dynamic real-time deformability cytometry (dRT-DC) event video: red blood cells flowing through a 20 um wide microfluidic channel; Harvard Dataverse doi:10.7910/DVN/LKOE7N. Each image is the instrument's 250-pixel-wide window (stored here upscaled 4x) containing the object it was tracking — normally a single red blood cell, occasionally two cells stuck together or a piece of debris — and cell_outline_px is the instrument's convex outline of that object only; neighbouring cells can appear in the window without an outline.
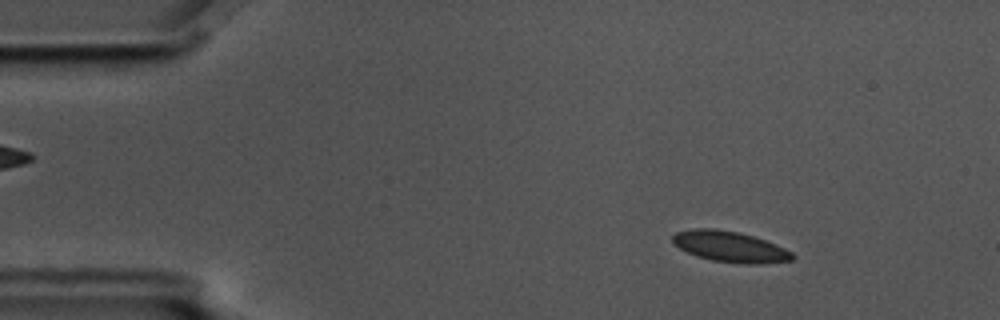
{"species": "common noctule bat (a hibernating species)", "species_latin": "Nyctalus noctula", "temperature_condition": "cold", "stored_images_in_passage": 54, "camera_frame_rate_fps": 3000, "um_per_image_px": 0.085, "animal": {"sex": "male", "body_mass_g": 17.5, "forearm_length_mm": 52.3}, "frame": {"image": 1, "passage_image": 5, "time_ms": 1.333, "image_size_px": [1000, 320], "cell_outline_px": [[796, 256], [792, 260], [760, 264], [744, 264], [712, 260], [696, 256], [680, 248], [672, 240], [672, 236], [676, 232], [692, 228], [712, 228], [740, 232], [776, 244], [792, 252]], "centroid_in_image_um": [62.06, 20.96], "position_along_channel_um": 22.9, "area_um2": 21.44}}
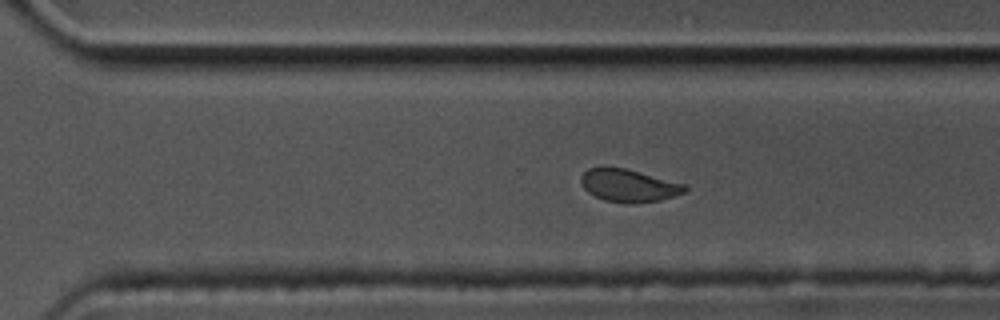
{"frame": {"image": 2, "passage_image": 36, "time_ms": 11.667, "image_size_px": [1000, 320], "cell_outline_px": [[688, 188], [684, 192], [660, 200], [632, 204], [624, 204], [604, 200], [588, 192], [580, 184], [580, 176], [588, 168], [600, 164], [624, 168], [688, 184]], "centroid_in_image_um": [53.4, 15.74], "position_along_channel_um": 317.2, "area_um2": 20.35}}
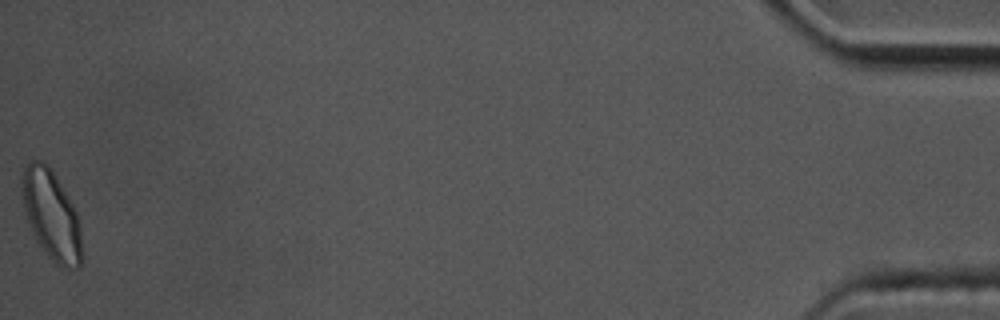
{"frame": {"image": 3, "passage_image": 54, "time_ms": 17.667, "image_size_px": [1000, 320], "cell_outline_px": [[80, 268], [64, 268], [56, 264], [48, 256], [36, 240], [24, 212], [20, 188], [20, 180], [24, 164], [32, 160], [44, 160], [48, 164], [56, 176], [68, 196], [80, 220]], "centroid_in_image_um": [4.32, 18.21], "position_along_channel_um": 430.9, "area_um2": 31.39}, "authors_computed_cell_mechanics": {"area_um2": 21.2704, "velocity_mm_per_s": 3.5484, "shape_relaxation_time_tau1_ms": 4.3977, "shape_relaxation_time_tau2_ms": 1.1155, "deformation_change_tau1": 0.1041, "deformation_change_tau2": 0.0469}}